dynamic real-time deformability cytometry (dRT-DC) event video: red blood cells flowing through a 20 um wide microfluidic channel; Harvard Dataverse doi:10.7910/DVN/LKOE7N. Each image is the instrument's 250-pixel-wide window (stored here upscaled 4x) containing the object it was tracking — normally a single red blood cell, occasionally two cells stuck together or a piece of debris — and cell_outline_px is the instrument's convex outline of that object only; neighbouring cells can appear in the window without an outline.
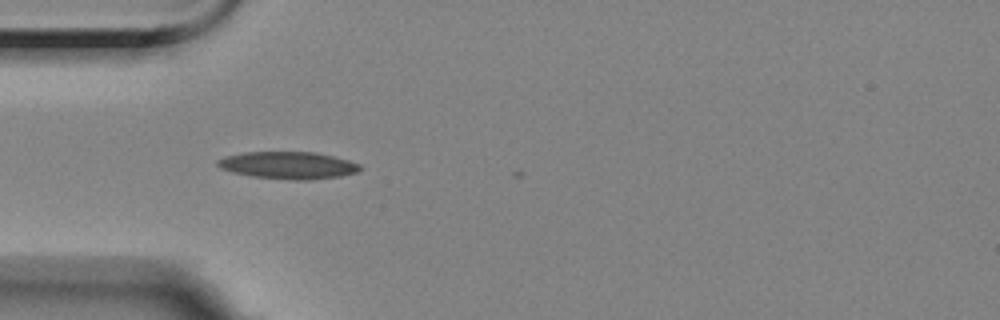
{"species": "Egyptian fruit bat (a non-hibernating species)", "species_latin": "Rousettus aegyptiacus", "temperature_condition": "room temperature", "stored_images_in_passage": 34, "camera_frame_rate_fps": 3000, "um_per_image_px": 0.085, "animal": {"sex": "female"}, "frame": {"image": 1, "passage_image": 1, "time_ms": 0.0, "image_size_px": [1000, 320], "cell_outline_px": [[360, 168], [356, 172], [340, 176], [308, 180], [296, 180], [252, 176], [232, 172], [220, 168], [216, 164], [216, 160], [224, 156], [244, 152], [316, 152], [348, 160], [360, 164]], "centroid_in_image_um": [24.45, 14.04], "position_along_channel_um": 60.5, "area_um2": 22.48}}
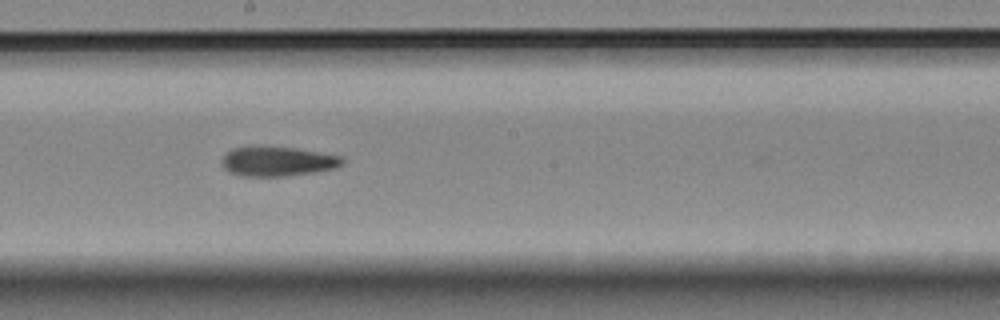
{"frame": {"image": 2, "passage_image": 15, "time_ms": 4.667, "image_size_px": [1000, 320], "cell_outline_px": [[344, 164], [336, 168], [316, 172], [284, 176], [240, 176], [228, 172], [224, 168], [220, 160], [232, 148], [296, 148], [340, 156], [344, 160]], "centroid_in_image_um": [23.61, 13.75], "position_along_channel_um": 224.6, "area_um2": 20.4}}
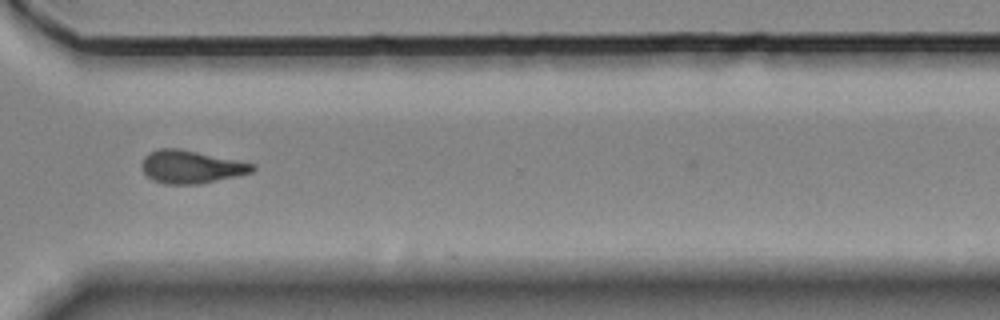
{"frame": {"image": 3, "passage_image": 26, "time_ms": 8.333, "image_size_px": [1000, 320], "cell_outline_px": [[256, 168], [252, 172], [236, 176], [200, 184], [164, 184], [152, 180], [144, 172], [140, 164], [144, 156], [148, 152], [160, 148], [180, 148], [252, 164]], "centroid_in_image_um": [16.17, 14.18], "position_along_channel_um": 354.4, "area_um2": 21.1}, "authors_computed_cell_mechanics": {"area_um2": 20.9236, "velocity_mm_per_s": 3.534, "shape_relaxation_time_tau1_ms": 10.9315, "shape_relaxation_time_tau2_ms": 4.6932, "deformation_change_tau1": 0.2588, "deformation_change_tau2": 0.1303}}